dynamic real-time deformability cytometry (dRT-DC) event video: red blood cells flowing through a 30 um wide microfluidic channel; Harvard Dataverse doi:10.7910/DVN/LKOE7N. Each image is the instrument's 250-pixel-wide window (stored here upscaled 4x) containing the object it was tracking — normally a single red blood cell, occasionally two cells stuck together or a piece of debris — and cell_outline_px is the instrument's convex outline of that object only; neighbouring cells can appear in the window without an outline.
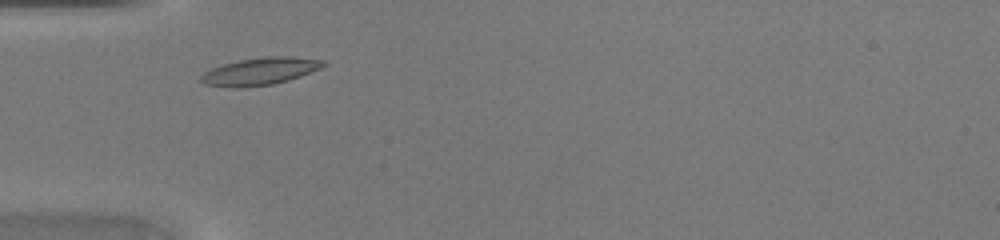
{"species": "common noctule bat (a hibernating species)", "species_latin": "Nyctalus noctula", "temperature_condition": "warm", "stored_images_in_passage": 36, "camera_frame_rate_fps": 3000, "um_per_image_px": 0.085, "animal": {"sex": "female", "body_mass_g": 20.0, "forearm_length_mm": 54.0}, "frame": {"image": 1, "passage_image": 4, "time_ms": 1.0, "image_size_px": [1000, 240], "cell_outline_px": [[328, 64], [320, 68], [300, 76], [288, 80], [272, 84], [236, 88], [232, 88], [204, 84], [200, 80], [200, 76], [204, 72], [212, 68], [224, 64], [240, 60], [264, 56], [288, 56], [324, 60]], "centroid_in_image_um": [22.09, 6.06], "position_along_channel_um": 62.9, "area_um2": 19.42}}
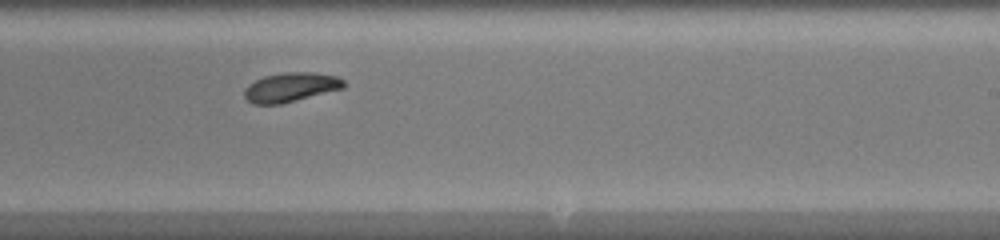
{"frame": {"image": 2, "passage_image": 18, "time_ms": 5.667, "image_size_px": [1000, 240], "cell_outline_px": [[348, 84], [344, 88], [280, 104], [252, 104], [244, 96], [244, 88], [248, 84], [264, 76], [284, 72], [312, 72], [336, 76], [344, 80]], "centroid_in_image_um": [24.72, 7.41], "position_along_channel_um": 264.3, "area_um2": 16.99}}
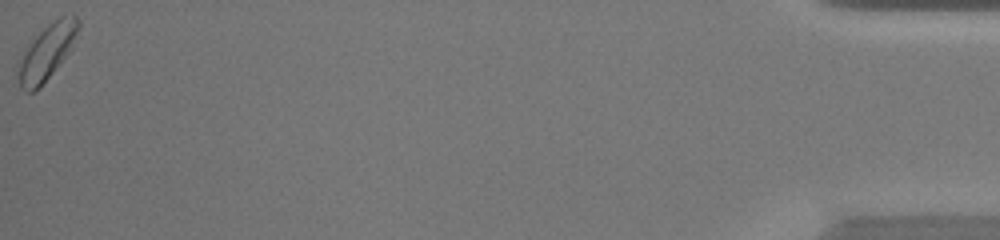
{"frame": {"image": 3, "passage_image": 36, "time_ms": 11.667, "image_size_px": [1000, 240], "cell_outline_px": [[80, 28], [72, 48], [40, 88], [32, 92], [24, 92], [20, 88], [12, 76], [24, 48], [52, 20], [60, 16], [72, 12], [80, 20]], "centroid_in_image_um": [3.93, 4.45], "position_along_channel_um": 431.3, "area_um2": 20.35}}